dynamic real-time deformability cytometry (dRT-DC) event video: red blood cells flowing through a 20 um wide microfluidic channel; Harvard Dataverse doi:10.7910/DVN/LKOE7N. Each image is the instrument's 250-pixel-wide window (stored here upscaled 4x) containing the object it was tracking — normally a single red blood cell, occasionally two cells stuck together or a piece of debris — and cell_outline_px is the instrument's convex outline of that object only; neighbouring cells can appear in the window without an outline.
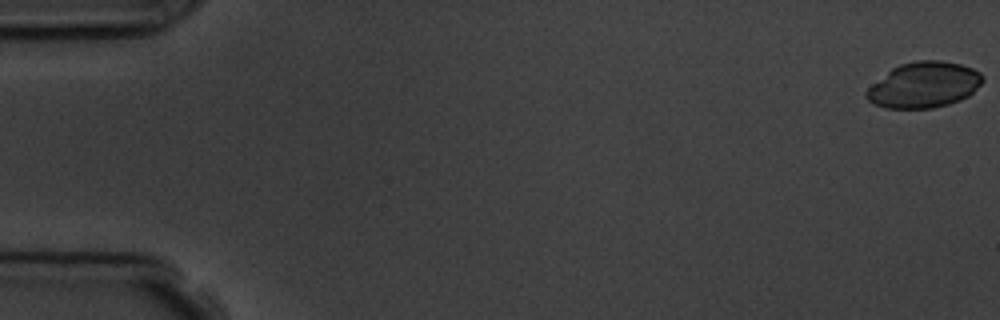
{"species": "common noctule bat (a hibernating species)", "species_latin": "Nyctalus noctula", "temperature_condition": "room temperature", "stored_images_in_passage": 6, "camera_frame_rate_fps": 3000, "um_per_image_px": 0.085, "animal": {"sex": "male", "body_mass_g": 19.5, "forearm_length_mm": 54.6}, "frame": {"image": 1, "passage_image": 1, "time_ms": 0.0, "image_size_px": [1000, 320], "cell_outline_px": [[984, 80], [968, 96], [960, 100], [948, 104], [932, 108], [884, 108], [868, 100], [864, 96], [864, 92], [872, 84], [892, 68], [900, 64], [916, 60], [940, 60], [960, 64], [972, 68], [980, 72], [984, 76]], "centroid_in_image_um": [78.53, 7.21], "position_along_channel_um": 6.5, "area_um2": 30.92}}